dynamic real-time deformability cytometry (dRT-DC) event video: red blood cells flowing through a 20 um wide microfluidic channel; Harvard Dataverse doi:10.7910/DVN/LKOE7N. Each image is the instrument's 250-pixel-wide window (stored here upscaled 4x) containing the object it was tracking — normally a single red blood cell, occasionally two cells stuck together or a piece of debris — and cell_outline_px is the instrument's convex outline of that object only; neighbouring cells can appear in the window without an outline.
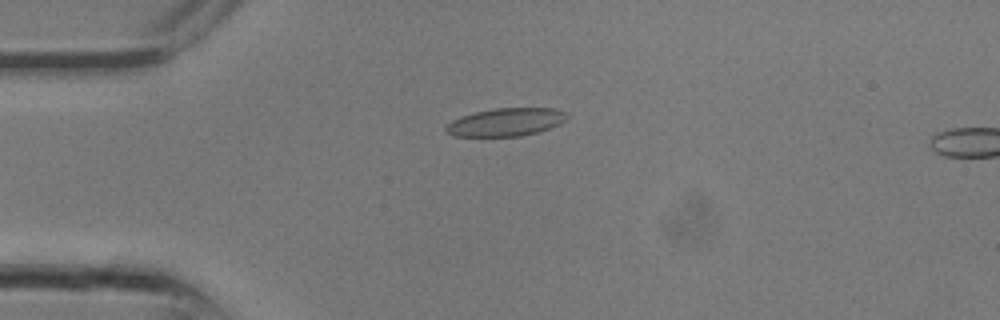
{"species": "common noctule bat (a hibernating species)", "species_latin": "Nyctalus noctula", "temperature_condition": "room temperature", "stored_images_in_passage": 4, "camera_frame_rate_fps": 3000, "um_per_image_px": 0.085, "animal": {"sex": "male", "body_mass_g": 13.3}, "frame": {"image": 1, "passage_image": 2, "time_ms": 0.333, "image_size_px": [1000, 320], "cell_outline_px": [[568, 116], [560, 124], [536, 132], [520, 136], [452, 136], [444, 128], [452, 120], [460, 116], [476, 112], [496, 108], [552, 108], [568, 112]], "centroid_in_image_um": [43.0, 10.37], "position_along_channel_um": 42.0, "area_um2": 19.59}}